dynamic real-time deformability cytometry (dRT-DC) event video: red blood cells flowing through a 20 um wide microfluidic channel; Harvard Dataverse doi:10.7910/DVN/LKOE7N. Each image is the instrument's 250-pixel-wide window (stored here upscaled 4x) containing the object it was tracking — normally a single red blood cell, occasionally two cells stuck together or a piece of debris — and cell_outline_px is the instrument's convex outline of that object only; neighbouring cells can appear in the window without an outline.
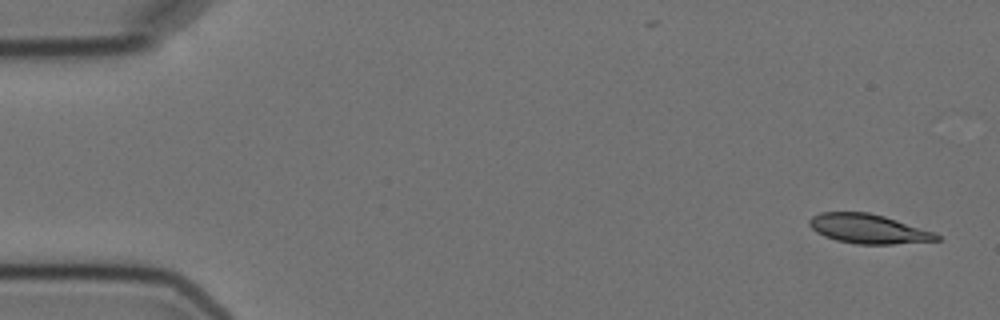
{"species": "Egyptian fruit bat (a non-hibernating species)", "species_latin": "Rousettus aegyptiacus", "temperature_condition": "cold", "stored_images_in_passage": 5, "camera_frame_rate_fps": 3000, "um_per_image_px": 0.085, "animal": {"sex": "female"}, "frame": {"image": 1, "passage_image": 1, "time_ms": 0.0, "image_size_px": [1000, 320], "cell_outline_px": [[940, 240], [892, 244], [856, 244], [836, 240], [824, 236], [816, 232], [808, 224], [808, 220], [812, 216], [820, 212], [868, 212], [884, 216], [936, 232], [940, 236]], "centroid_in_image_um": [73.8, 19.45], "position_along_channel_um": 11.2, "area_um2": 21.85}}
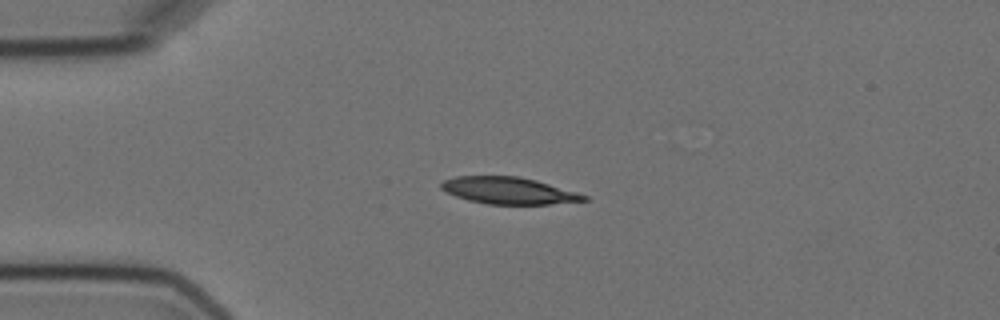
{"frame": {"image": 2, "passage_image": 4, "time_ms": 3.667, "image_size_px": [1000, 320], "cell_outline_px": [[588, 200], [548, 204], [488, 204], [468, 200], [456, 196], [440, 188], [440, 184], [444, 180], [456, 176], [516, 176], [536, 180], [576, 192], [588, 196]], "centroid_in_image_um": [43.22, 16.2], "position_along_channel_um": 41.8, "area_um2": 22.08}}